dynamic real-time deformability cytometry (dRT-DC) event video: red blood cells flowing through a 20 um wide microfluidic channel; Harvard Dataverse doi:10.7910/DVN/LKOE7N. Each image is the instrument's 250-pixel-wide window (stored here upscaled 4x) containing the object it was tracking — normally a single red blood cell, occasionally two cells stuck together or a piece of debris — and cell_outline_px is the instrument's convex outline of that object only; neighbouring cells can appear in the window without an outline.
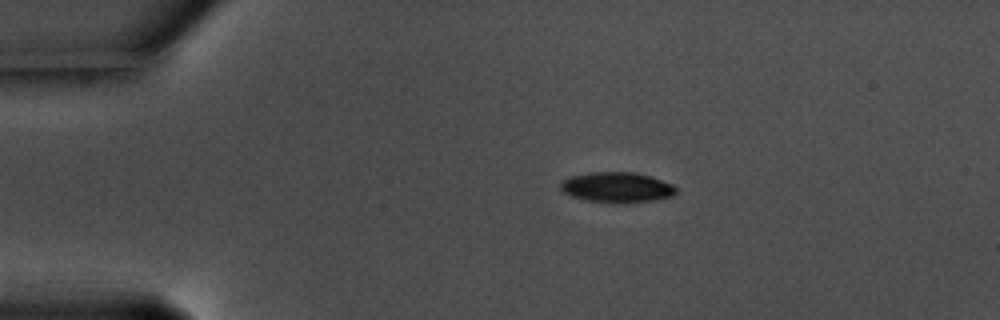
{"species": "common noctule bat (a hibernating species)", "species_latin": "Nyctalus noctula", "temperature_condition": "warm", "stored_images_in_passage": 47, "camera_frame_rate_fps": 3000, "um_per_image_px": 0.085, "animal": {"sex": "male", "body_mass_g": 17.5, "forearm_length_mm": 52.3}, "frame": {"image": 1, "passage_image": 1, "time_ms": 0.0, "image_size_px": [1000, 320], "cell_outline_px": [[676, 192], [672, 196], [652, 200], [620, 204], [616, 204], [584, 200], [572, 196], [564, 192], [560, 188], [560, 184], [564, 180], [572, 176], [588, 172], [632, 172], [648, 176], [672, 184], [676, 188]], "centroid_in_image_um": [52.41, 15.94], "position_along_channel_um": 32.6, "area_um2": 20.35}}
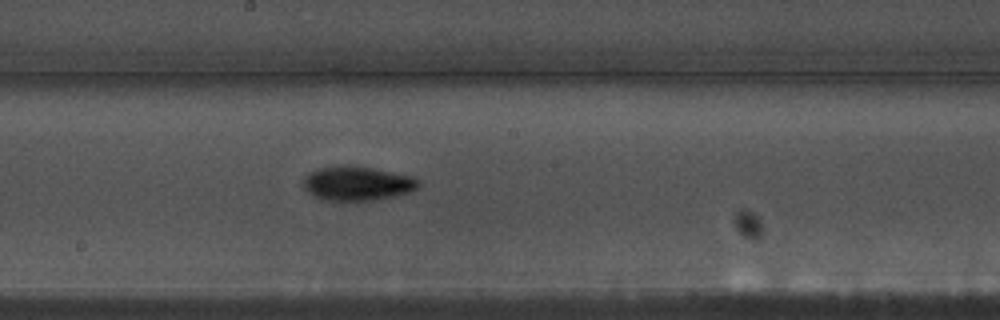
{"frame": {"image": 2, "passage_image": 21, "time_ms": 6.667, "image_size_px": [1000, 320], "cell_outline_px": [[420, 188], [396, 196], [372, 200], [320, 200], [308, 192], [304, 188], [304, 176], [308, 172], [316, 168], [372, 168], [412, 176], [420, 180]], "centroid_in_image_um": [30.39, 15.63], "position_along_channel_um": 217.8, "area_um2": 22.43}}
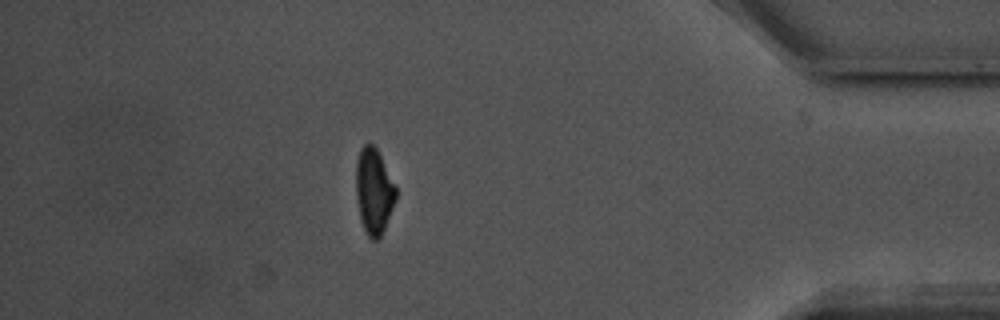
{"frame": {"image": 3, "passage_image": 40, "time_ms": 13.0, "image_size_px": [1000, 320], "cell_outline_px": [[396, 196], [392, 208], [384, 228], [380, 236], [376, 240], [372, 240], [368, 236], [364, 228], [360, 216], [356, 196], [356, 160], [360, 148], [364, 144], [372, 144], [376, 148], [396, 188]], "centroid_in_image_um": [31.75, 16.23], "position_along_channel_um": 403.4, "area_um2": 19.42}, "authors_computed_cell_mechanics": {"area_um2": 20.808, "velocity_mm_per_s": 3.5669, "shape_relaxation_time_tau1_ms": 2.2956, "shape_relaxation_time_tau2_ms": null, "deformation_change_tau1": 0.1404, "deformation_change_tau2": null}}